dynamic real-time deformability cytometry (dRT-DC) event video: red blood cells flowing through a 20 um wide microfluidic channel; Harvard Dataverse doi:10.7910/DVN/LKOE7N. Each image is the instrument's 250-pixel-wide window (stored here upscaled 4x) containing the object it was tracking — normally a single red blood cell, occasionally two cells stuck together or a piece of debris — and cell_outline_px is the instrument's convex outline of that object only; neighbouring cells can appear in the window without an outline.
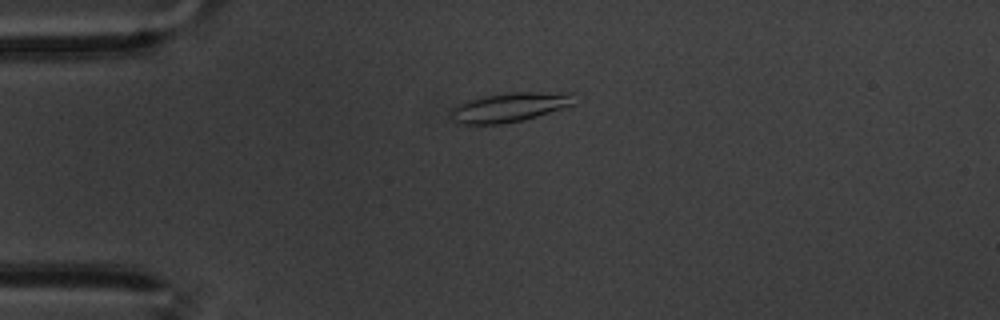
{"species": "common noctule bat (a hibernating species)", "species_latin": "Nyctalus noctula", "temperature_condition": "warm", "stored_images_in_passage": 60, "camera_frame_rate_fps": 3000, "um_per_image_px": 0.085, "animal": {"sex": "male", "body_mass_g": 20.1, "forearm_length_mm": 53.5}, "frame": {"image": 1, "passage_image": 15, "time_ms": 4.667, "image_size_px": [1000, 320], "cell_outline_px": [[576, 104], [536, 116], [520, 120], [500, 124], [464, 124], [452, 120], [448, 116], [448, 108], [456, 104], [468, 100], [484, 96], [512, 92], [572, 92]], "centroid_in_image_um": [43.25, 9.1], "position_along_channel_um": 41.7, "area_um2": 21.27}}
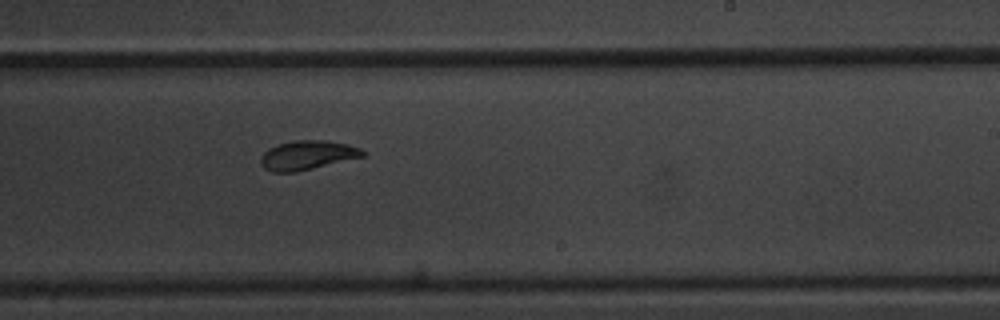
{"frame": {"image": 2, "passage_image": 37, "time_ms": 12.0, "image_size_px": [1000, 320], "cell_outline_px": [[364, 156], [296, 172], [272, 172], [264, 168], [260, 164], [260, 160], [264, 152], [268, 148], [280, 144], [296, 140], [324, 140], [348, 144], [360, 148], [364, 152]], "centroid_in_image_um": [26.1, 13.19], "position_along_channel_um": 262.9, "area_um2": 17.17}}
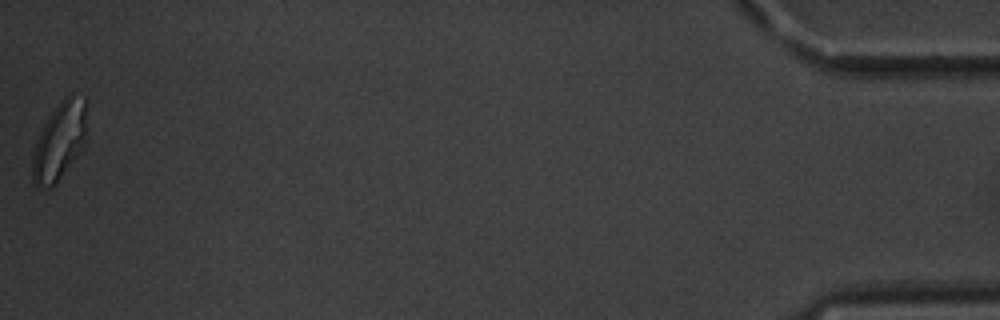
{"frame": {"image": 3, "passage_image": 60, "time_ms": 19.667, "image_size_px": [1000, 320], "cell_outline_px": [[84, 144], [80, 152], [56, 184], [52, 188], [48, 188], [32, 184], [32, 152], [40, 132], [44, 124], [52, 112], [64, 96], [72, 92], [84, 96]], "centroid_in_image_um": [5.02, 12.02], "position_along_channel_um": 430.2, "area_um2": 24.39}, "authors_computed_cell_mechanics": {"area_um2": 18.6694, "velocity_mm_per_s": 3.3824, "shape_relaxation_time_tau1_ms": 5.4023, "shape_relaxation_time_tau2_ms": 2.5043, "deformation_change_tau1": 0.1468, "deformation_change_tau2": 0.0713}}